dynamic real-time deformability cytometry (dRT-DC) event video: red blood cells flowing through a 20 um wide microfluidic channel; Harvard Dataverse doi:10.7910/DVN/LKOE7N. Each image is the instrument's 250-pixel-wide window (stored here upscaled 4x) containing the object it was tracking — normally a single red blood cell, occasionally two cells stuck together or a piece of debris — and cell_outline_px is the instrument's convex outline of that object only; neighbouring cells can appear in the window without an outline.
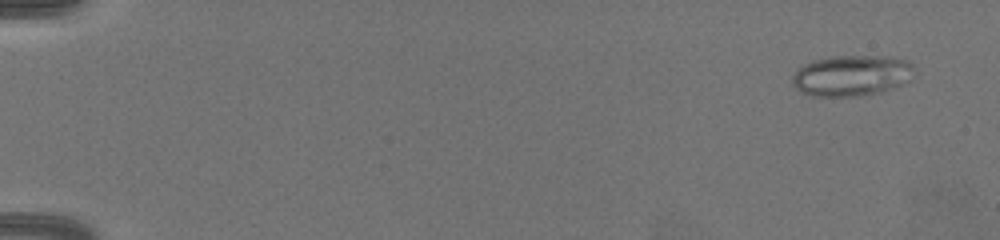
{"species": "common noctule bat (a hibernating species)", "species_latin": "Nyctalus noctula", "temperature_condition": "warm", "stored_images_in_passage": 64, "camera_frame_rate_fps": 3000, "um_per_image_px": 0.085, "animal": {"sex": "female", "body_mass_g": 19.5, "forearm_length_mm": 54.1}, "frame": {"image": 1, "passage_image": 2, "time_ms": 0.333, "image_size_px": [1000, 240], "cell_outline_px": [[916, 72], [908, 80], [892, 88], [880, 92], [860, 96], [808, 96], [800, 92], [792, 84], [792, 76], [804, 64], [816, 60], [836, 56], [880, 56], [908, 60], [912, 64]], "centroid_in_image_um": [72.39, 6.43], "position_along_channel_um": 12.6, "area_um2": 28.96}}
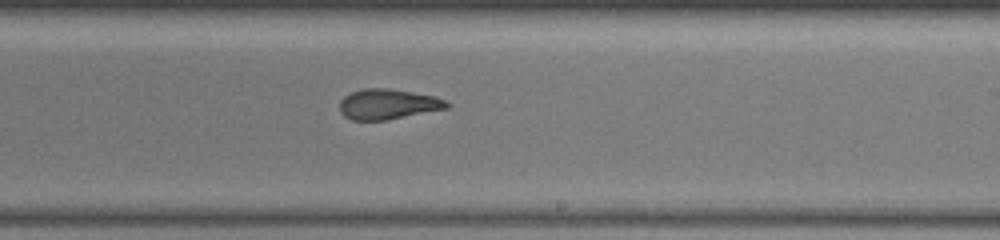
{"frame": {"image": 2, "passage_image": 40, "time_ms": 13.0, "image_size_px": [1000, 240], "cell_outline_px": [[452, 104], [448, 108], [388, 120], [352, 120], [344, 116], [340, 112], [340, 100], [344, 96], [352, 92], [364, 88], [388, 88], [436, 96]], "centroid_in_image_um": [32.98, 8.86], "position_along_channel_um": 256.0, "area_um2": 19.02}}
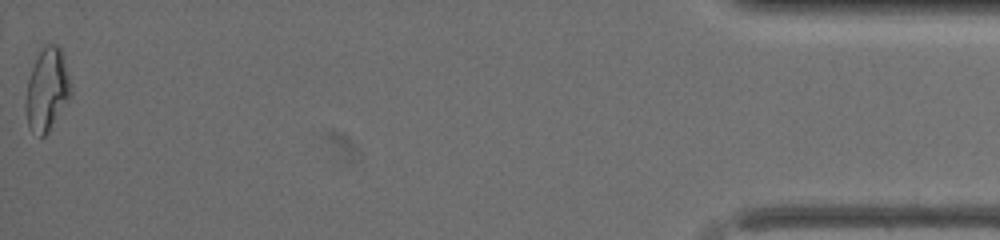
{"frame": {"image": 3, "passage_image": 64, "time_ms": 21.0, "image_size_px": [1000, 240], "cell_outline_px": [[72, 96], [48, 132], [44, 136], [40, 136], [32, 132], [28, 124], [24, 108], [24, 104], [28, 80], [32, 68], [40, 52], [48, 44], [56, 44], [60, 48], [68, 76], [72, 92]], "centroid_in_image_um": [3.98, 7.68], "position_along_channel_um": 431.2, "area_um2": 21.44}, "authors_computed_cell_mechanics": {"area_um2": 19.9988, "velocity_mm_per_s": 3.273, "shape_relaxation_time_tau1_ms": null, "shape_relaxation_time_tau2_ms": 1.7457, "deformation_change_tau1": null, "deformation_change_tau2": 0.1018}}